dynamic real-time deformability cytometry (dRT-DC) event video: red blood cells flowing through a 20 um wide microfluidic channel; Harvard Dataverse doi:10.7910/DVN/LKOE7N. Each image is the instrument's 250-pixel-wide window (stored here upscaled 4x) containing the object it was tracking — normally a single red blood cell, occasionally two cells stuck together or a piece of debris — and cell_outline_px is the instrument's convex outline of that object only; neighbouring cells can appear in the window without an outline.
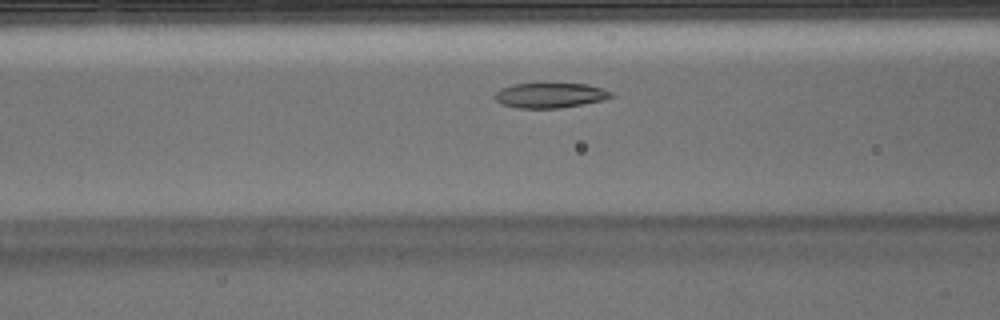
{"species": "Egyptian fruit bat (a non-hibernating species)", "species_latin": "Rousettus aegyptiacus", "temperature_condition": "warm", "stored_images_in_passage": 41, "camera_frame_rate_fps": 3000, "um_per_image_px": 0.085, "animal": {"sex": "male"}, "frame": {"image": 1, "passage_image": 10, "time_ms": 3.0, "image_size_px": [1000, 320], "cell_outline_px": [[616, 96], [604, 100], [560, 108], [520, 108], [504, 104], [496, 100], [492, 96], [500, 88], [512, 84], [588, 84], [612, 92]], "centroid_in_image_um": [46.77, 8.1], "position_along_channel_um": 119.8, "area_um2": 16.88}}
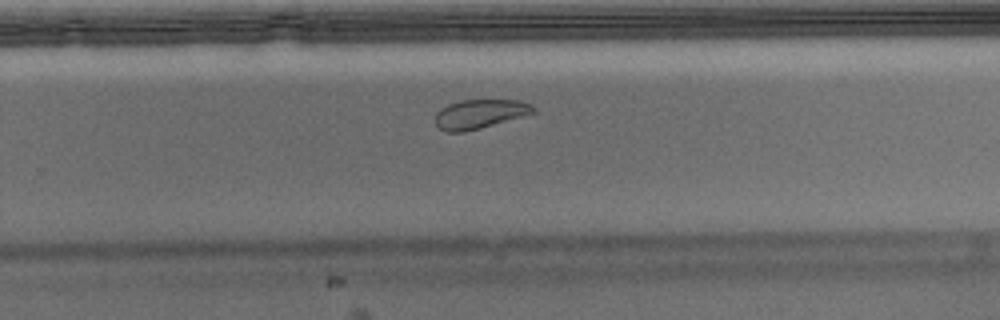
{"frame": {"image": 2, "passage_image": 23, "time_ms": 7.333, "image_size_px": [1000, 320], "cell_outline_px": [[536, 112], [480, 128], [464, 132], [448, 132], [440, 128], [436, 124], [436, 112], [440, 108], [448, 104], [460, 100], [520, 100], [532, 104], [536, 108]], "centroid_in_image_um": [40.79, 9.67], "position_along_channel_um": 289.0, "area_um2": 16.59}}
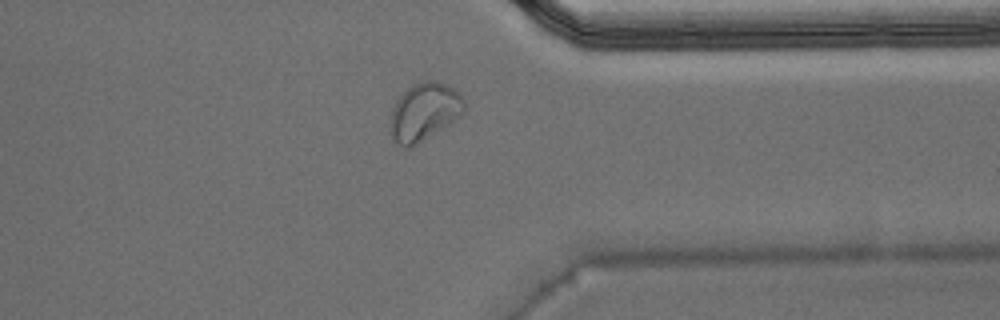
{"frame": {"image": 3, "passage_image": 30, "time_ms": 9.667, "image_size_px": [1000, 320], "cell_outline_px": [[464, 112], [460, 116], [412, 148], [404, 148], [392, 140], [392, 108], [396, 100], [408, 88], [416, 84], [428, 80], [436, 80], [452, 88], [464, 100]], "centroid_in_image_um": [36.05, 9.53], "position_along_channel_um": 375.3, "area_um2": 24.39}, "authors_computed_cell_mechanics": {"area_um2": 18.6116, "velocity_mm_per_s": 3.906, "shape_relaxation_time_tau1_ms": 7.813, "shape_relaxation_time_tau2_ms": 2.042, "deformation_change_tau1": 0.2121, "deformation_change_tau2": 0.0648}}